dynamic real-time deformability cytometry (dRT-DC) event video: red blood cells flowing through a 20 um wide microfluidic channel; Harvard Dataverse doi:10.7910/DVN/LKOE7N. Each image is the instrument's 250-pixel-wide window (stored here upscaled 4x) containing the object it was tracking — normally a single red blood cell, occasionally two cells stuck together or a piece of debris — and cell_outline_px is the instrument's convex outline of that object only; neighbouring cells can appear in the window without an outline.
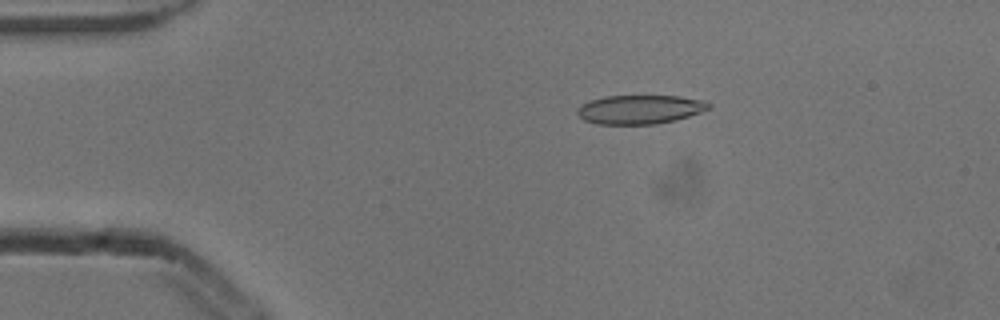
{"species": "common noctule bat (a hibernating species)", "species_latin": "Nyctalus noctula", "temperature_condition": "cold", "stored_images_in_passage": 6, "camera_frame_rate_fps": 3000, "um_per_image_px": 0.085, "animal": {"sex": "male", "body_mass_g": 13.3}, "frame": {"image": 1, "passage_image": 3, "time_ms": 0.667, "image_size_px": [1000, 320], "cell_outline_px": [[712, 108], [676, 120], [656, 124], [596, 124], [584, 120], [576, 112], [576, 108], [580, 104], [588, 100], [604, 96], [680, 96], [704, 100], [712, 104]], "centroid_in_image_um": [54.38, 9.29], "position_along_channel_um": 30.6, "area_um2": 22.43}}
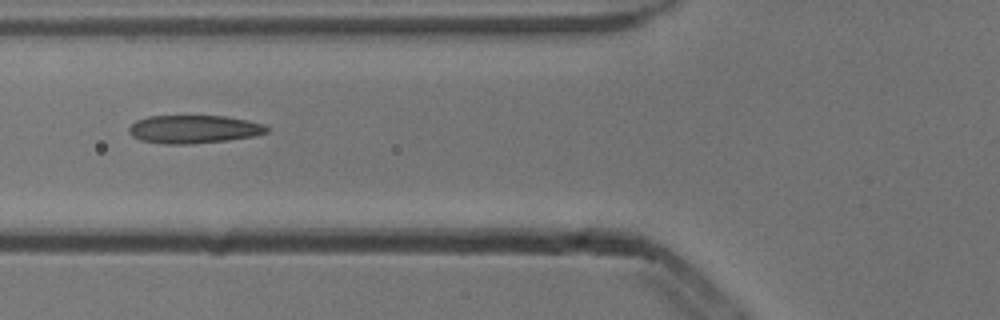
{"frame": {"image": 2, "passage_image": 6, "time_ms": 1.667, "image_size_px": [1000, 320], "cell_outline_px": [[268, 132], [252, 136], [224, 140], [192, 144], [164, 144], [140, 140], [132, 136], [128, 132], [128, 128], [136, 120], [148, 116], [224, 116], [248, 120], [264, 124], [268, 128]], "centroid_in_image_um": [16.43, 10.98], "position_along_channel_um": 109.4, "area_um2": 22.54}}